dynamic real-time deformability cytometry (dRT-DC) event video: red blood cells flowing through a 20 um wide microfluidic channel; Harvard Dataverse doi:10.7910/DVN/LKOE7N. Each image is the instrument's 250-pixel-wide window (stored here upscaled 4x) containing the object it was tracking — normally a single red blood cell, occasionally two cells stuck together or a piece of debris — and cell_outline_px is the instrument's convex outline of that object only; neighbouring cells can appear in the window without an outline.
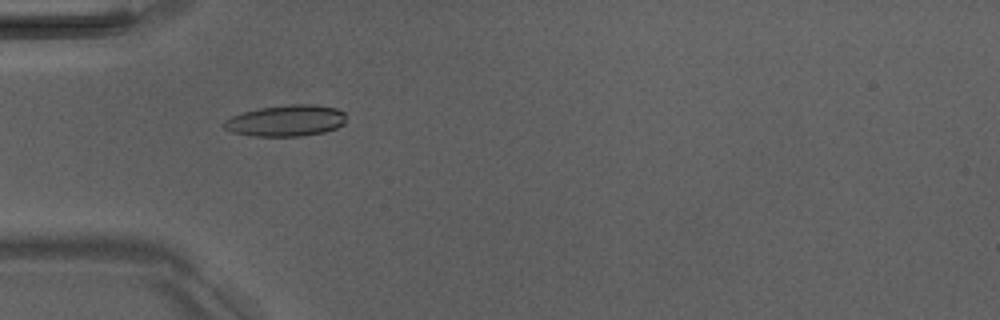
{"species": "Egyptian fruit bat (a non-hibernating species)", "species_latin": "Rousettus aegyptiacus", "temperature_condition": "room temperature", "stored_images_in_passage": 2, "camera_frame_rate_fps": 3000, "um_per_image_px": 0.085, "animal": {"sex": "male"}, "frame": {"image": 1, "passage_image": 1, "time_ms": 0.0, "image_size_px": [1000, 320], "cell_outline_px": [[344, 124], [336, 128], [324, 132], [300, 136], [256, 136], [232, 132], [224, 128], [224, 120], [232, 116], [244, 112], [260, 108], [288, 104], [316, 104], [336, 108], [344, 112]], "centroid_in_image_um": [24.33, 10.25], "position_along_channel_um": 60.7, "area_um2": 22.2}}